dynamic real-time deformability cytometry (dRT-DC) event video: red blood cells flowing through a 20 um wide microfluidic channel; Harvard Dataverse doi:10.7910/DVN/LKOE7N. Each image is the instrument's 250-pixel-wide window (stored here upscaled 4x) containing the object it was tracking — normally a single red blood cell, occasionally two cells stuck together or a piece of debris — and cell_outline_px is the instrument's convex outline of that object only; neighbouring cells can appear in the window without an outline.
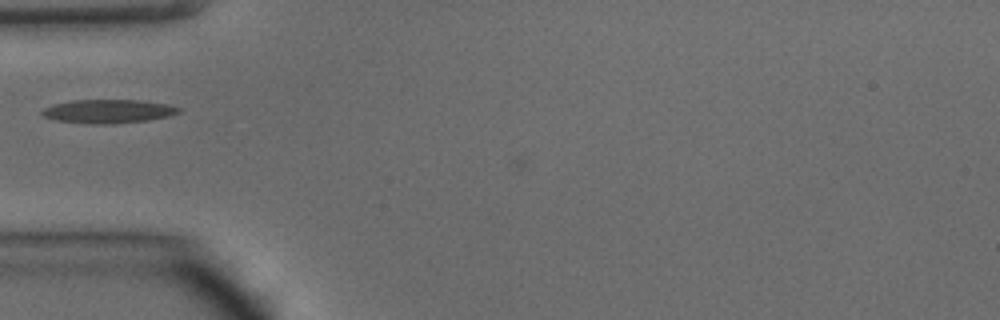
{"species": "common noctule bat (a hibernating species)", "species_latin": "Nyctalus noctula", "temperature_condition": "warm", "stored_images_in_passage": 3, "camera_frame_rate_fps": 3000, "um_per_image_px": 0.085, "animal": {"sex": "male", "body_mass_g": 15.6}, "frame": {"image": 1, "passage_image": 2, "time_ms": 0.333, "image_size_px": [1000, 320], "cell_outline_px": [[180, 112], [172, 116], [148, 120], [116, 124], [92, 124], [56, 120], [44, 116], [40, 112], [44, 108], [52, 104], [72, 100], [140, 100], [168, 104], [180, 108]], "centroid_in_image_um": [9.22, 9.46], "position_along_channel_um": 75.8, "area_um2": 19.02}}